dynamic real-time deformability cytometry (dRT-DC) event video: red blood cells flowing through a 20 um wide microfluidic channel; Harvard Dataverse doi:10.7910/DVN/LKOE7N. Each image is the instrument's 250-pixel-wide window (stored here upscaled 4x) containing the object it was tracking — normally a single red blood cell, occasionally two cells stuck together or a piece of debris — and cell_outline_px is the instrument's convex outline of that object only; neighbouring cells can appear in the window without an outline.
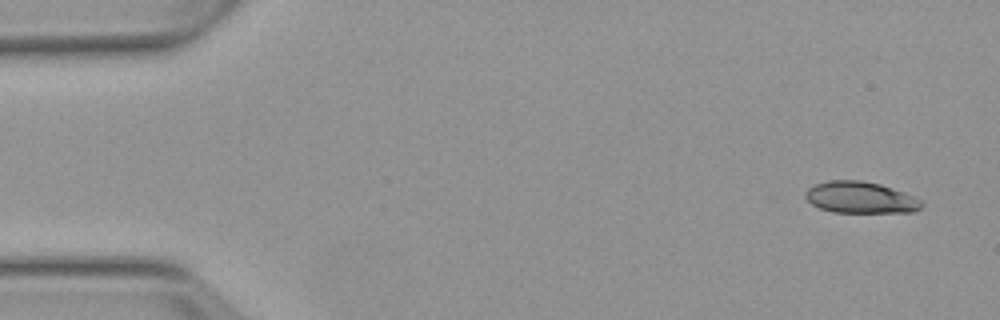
{"species": "Egyptian fruit bat (a non-hibernating species)", "species_latin": "Rousettus aegyptiacus", "temperature_condition": "warm", "stored_images_in_passage": 4, "camera_frame_rate_fps": 3000, "um_per_image_px": 0.085, "animal": {"sex": "female"}, "frame": {"image": 1, "passage_image": 1, "time_ms": 0.0, "image_size_px": [1000, 320], "cell_outline_px": [[924, 204], [920, 208], [912, 212], [832, 212], [820, 208], [812, 204], [804, 196], [804, 192], [808, 188], [816, 184], [828, 180], [860, 180], [880, 184], [904, 192], [924, 200]], "centroid_in_image_um": [73.15, 16.78], "position_along_channel_um": 11.8, "area_um2": 21.44}}
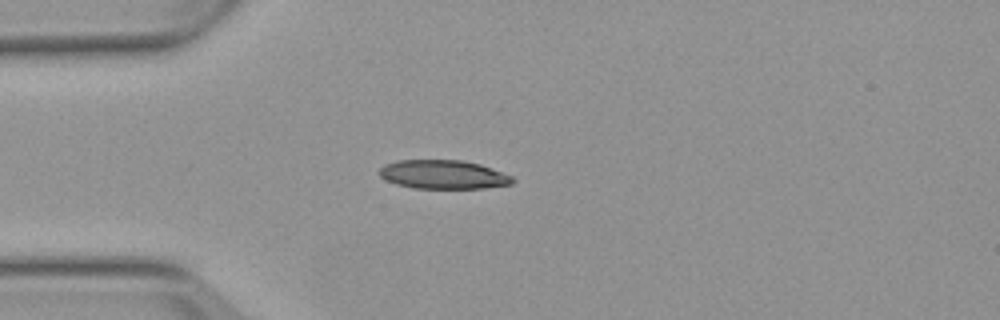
{"frame": {"image": 2, "passage_image": 4, "time_ms": 3.667, "image_size_px": [1000, 320], "cell_outline_px": [[516, 180], [512, 184], [484, 188], [412, 188], [396, 184], [384, 180], [376, 172], [384, 164], [396, 160], [460, 160], [480, 164], [512, 176]], "centroid_in_image_um": [37.63, 14.83], "position_along_channel_um": 47.4, "area_um2": 22.54}}